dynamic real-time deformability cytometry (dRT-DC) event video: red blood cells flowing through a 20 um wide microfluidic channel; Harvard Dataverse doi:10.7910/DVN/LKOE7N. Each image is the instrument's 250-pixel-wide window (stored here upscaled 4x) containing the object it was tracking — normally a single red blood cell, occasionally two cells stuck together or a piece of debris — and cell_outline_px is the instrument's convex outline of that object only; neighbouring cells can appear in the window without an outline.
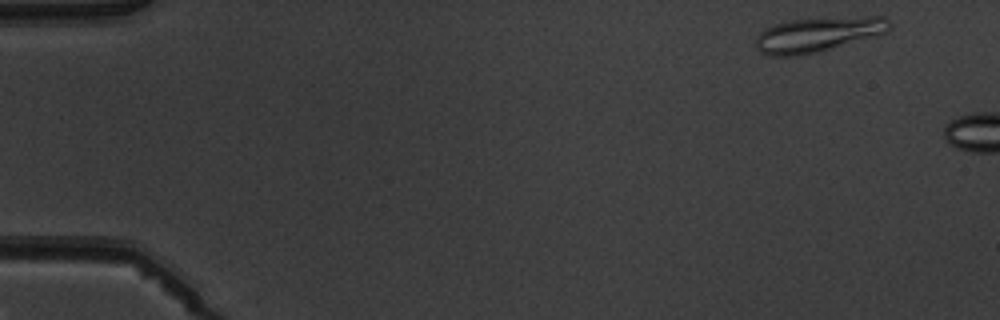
{"species": "common noctule bat (a hibernating species)", "species_latin": "Nyctalus noctula", "temperature_condition": "warm", "stored_images_in_passage": 2, "camera_frame_rate_fps": 3000, "um_per_image_px": 0.085, "animal": {"sex": "male", "body_mass_g": 19.5, "forearm_length_mm": 54.6}, "frame": {"image": 1, "passage_image": 1, "time_ms": 0.0, "image_size_px": [1000, 320], "cell_outline_px": [[892, 24], [888, 32], [820, 52], [800, 56], [768, 56], [760, 52], [756, 48], [756, 36], [764, 28], [788, 20], [868, 16], [884, 16]], "centroid_in_image_um": [69.51, 2.94], "position_along_channel_um": 15.5, "area_um2": 27.34}}